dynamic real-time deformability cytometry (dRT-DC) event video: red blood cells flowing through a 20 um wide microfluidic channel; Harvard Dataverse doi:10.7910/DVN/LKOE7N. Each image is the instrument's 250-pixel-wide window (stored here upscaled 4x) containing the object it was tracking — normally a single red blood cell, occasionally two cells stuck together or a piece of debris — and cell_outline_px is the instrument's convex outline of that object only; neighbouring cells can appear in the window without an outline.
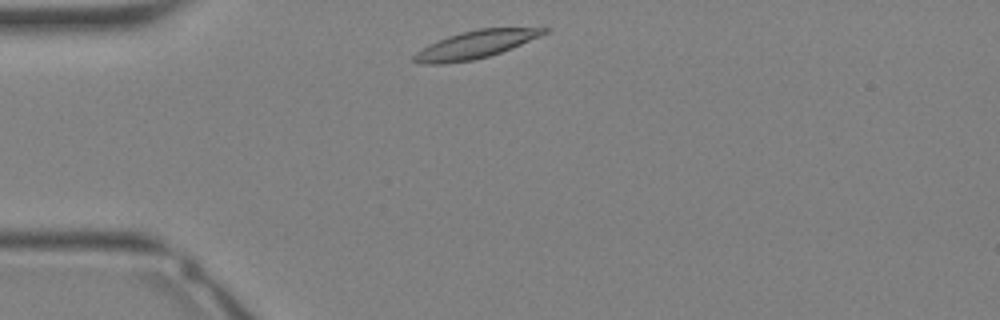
{"species": "Egyptian fruit bat (a non-hibernating species)", "species_latin": "Rousettus aegyptiacus", "temperature_condition": "warm", "stored_images_in_passage": 27, "camera_frame_rate_fps": 3000, "um_per_image_px": 0.085, "animal": {"sex": "female"}, "frame": {"image": 1, "passage_image": 1, "time_ms": 0.0, "image_size_px": [1000, 320], "cell_outline_px": [[548, 32], [540, 36], [500, 52], [488, 56], [472, 60], [440, 64], [420, 64], [412, 60], [412, 56], [416, 52], [428, 44], [448, 36], [460, 32], [480, 28], [548, 28]], "centroid_in_image_um": [40.34, 3.79], "position_along_channel_um": 44.7, "area_um2": 20.69}}
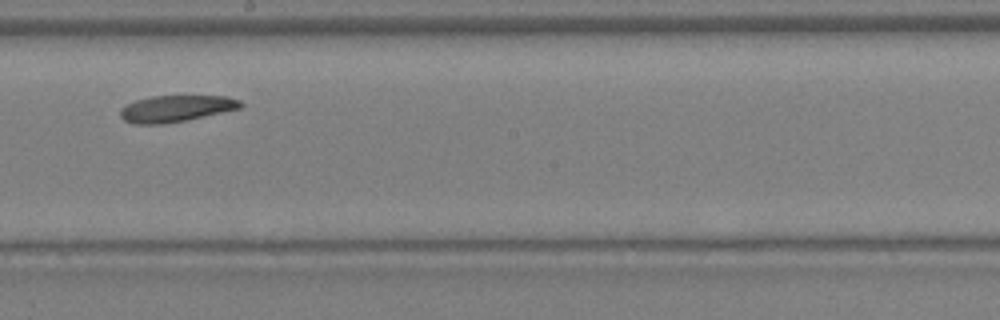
{"frame": {"image": 2, "passage_image": 12, "time_ms": 3.667, "image_size_px": [1000, 320], "cell_outline_px": [[244, 104], [240, 108], [184, 120], [164, 124], [132, 124], [124, 120], [120, 116], [120, 108], [124, 104], [136, 100], [152, 96], [224, 96], [240, 100]], "centroid_in_image_um": [14.89, 9.22], "position_along_channel_um": 233.3, "area_um2": 18.5}}
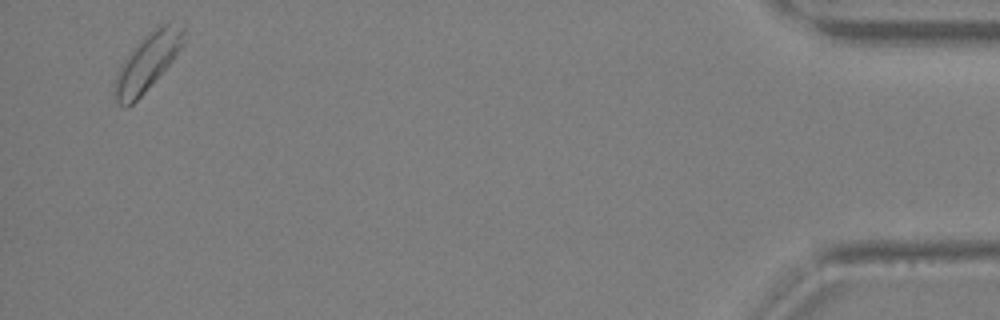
{"frame": {"image": 3, "passage_image": 26, "time_ms": 8.333, "image_size_px": [1000, 320], "cell_outline_px": [[184, 44], [172, 60], [144, 92], [128, 108], [124, 108], [116, 100], [112, 92], [116, 72], [124, 60], [140, 40], [156, 24], [168, 20], [184, 24]], "centroid_in_image_um": [12.54, 5.21], "position_along_channel_um": 422.7, "area_um2": 23.24}}